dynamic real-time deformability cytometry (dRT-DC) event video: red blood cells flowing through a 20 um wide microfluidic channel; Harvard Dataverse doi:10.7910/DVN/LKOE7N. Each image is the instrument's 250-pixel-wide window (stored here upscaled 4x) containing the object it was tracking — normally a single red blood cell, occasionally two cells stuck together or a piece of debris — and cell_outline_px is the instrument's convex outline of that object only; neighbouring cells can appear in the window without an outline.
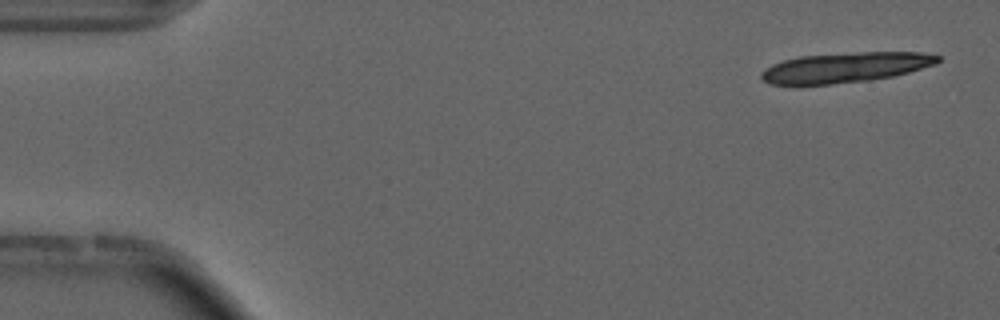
{"species": "common noctule bat (a hibernating species)", "species_latin": "Nyctalus noctula", "temperature_condition": "cold", "stored_images_in_passage": 17, "camera_frame_rate_fps": 3000, "um_per_image_px": 0.085, "animal": {"sex": "male", "forearm_length_mm": 52.5}, "frame": {"image": 1, "passage_image": 2, "time_ms": 0.333, "image_size_px": [1000, 320], "cell_outline_px": [[940, 60], [936, 64], [908, 72], [892, 76], [868, 80], [832, 84], [768, 84], [760, 80], [760, 72], [764, 68], [772, 64], [784, 60], [800, 56], [860, 52], [920, 52], [940, 56]], "centroid_in_image_um": [71.81, 5.73], "position_along_channel_um": 13.2, "area_um2": 30.87}}